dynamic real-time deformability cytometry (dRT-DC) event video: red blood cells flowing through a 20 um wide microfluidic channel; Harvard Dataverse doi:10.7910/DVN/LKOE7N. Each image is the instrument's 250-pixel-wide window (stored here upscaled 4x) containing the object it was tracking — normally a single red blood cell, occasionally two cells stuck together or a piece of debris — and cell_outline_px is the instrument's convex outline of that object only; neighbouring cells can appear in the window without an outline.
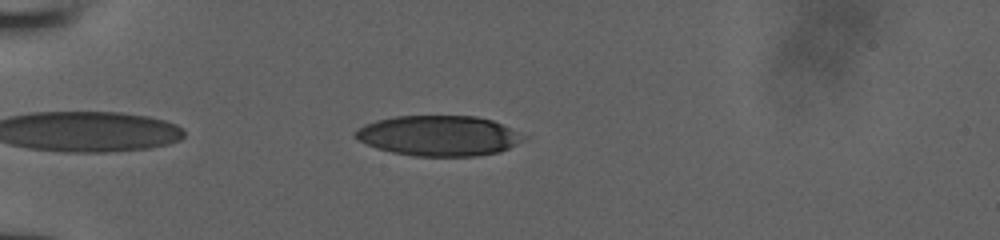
{"species": "human", "species_latin": "Homo sapiens", "temperature_condition": "room temperature", "stored_images_in_passage": 34, "camera_frame_rate_fps": 3000, "um_per_image_px": 0.085, "donor": {"sex": "male"}, "frame": {"image": 1, "passage_image": 2, "time_ms": 0.333, "image_size_px": [1000, 240], "cell_outline_px": [[528, 136], [516, 144], [500, 152], [476, 156], [412, 156], [392, 152], [376, 148], [352, 136], [364, 124], [376, 120], [396, 116], [476, 116], [492, 120]], "centroid_in_image_um": [37.3, 11.54], "position_along_channel_um": 47.7, "area_um2": 39.42}}
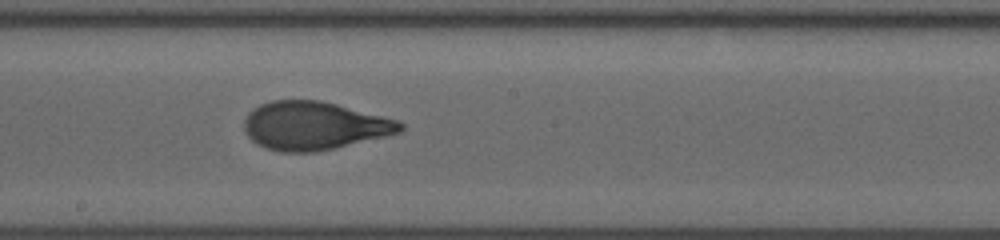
{"frame": {"image": 2, "passage_image": 17, "time_ms": 5.333, "image_size_px": [1000, 240], "cell_outline_px": [[404, 128], [400, 132], [384, 136], [316, 152], [280, 152], [264, 148], [256, 144], [244, 132], [244, 120], [248, 112], [252, 108], [260, 104], [272, 100], [320, 100], [400, 120], [404, 124]], "centroid_in_image_um": [26.66, 10.68], "position_along_channel_um": 221.5, "area_um2": 43.99}}
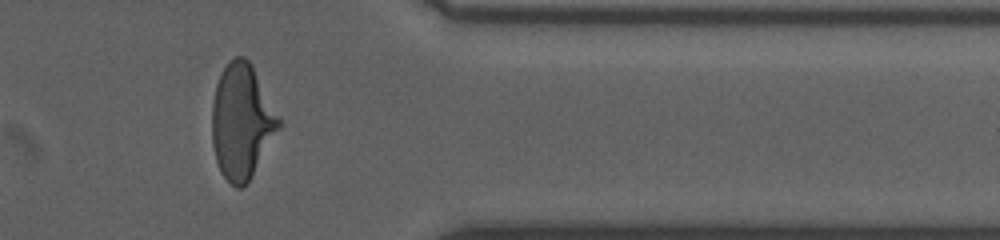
{"frame": {"image": 3, "passage_image": 30, "time_ms": 9.667, "image_size_px": [1000, 240], "cell_outline_px": [[284, 124], [252, 176], [240, 188], [236, 188], [220, 172], [216, 160], [212, 144], [212, 100], [216, 84], [220, 72], [228, 60], [236, 56], [244, 56], [252, 64], [280, 116]], "centroid_in_image_um": [20.57, 10.29], "position_along_channel_um": 390.8, "area_um2": 45.43}}